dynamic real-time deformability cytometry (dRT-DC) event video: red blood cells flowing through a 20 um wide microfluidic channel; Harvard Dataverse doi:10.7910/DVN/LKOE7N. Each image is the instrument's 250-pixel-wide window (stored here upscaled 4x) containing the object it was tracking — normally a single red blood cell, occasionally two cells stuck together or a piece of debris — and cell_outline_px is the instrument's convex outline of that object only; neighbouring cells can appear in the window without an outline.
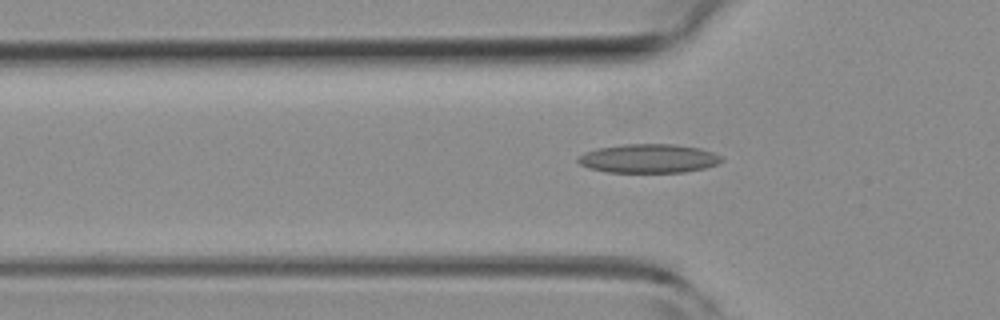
{"species": "common noctule bat (a hibernating species)", "species_latin": "Nyctalus noctula", "temperature_condition": "room temperature", "stored_images_in_passage": 45, "camera_frame_rate_fps": 3000, "um_per_image_px": 0.085, "animal": {"sex": "female", "body_mass_g": 19.3, "forearm_length_mm": 54.1}, "frame": {"image": 1, "passage_image": 16, "time_ms": 5.0, "image_size_px": [1000, 320], "cell_outline_px": [[724, 160], [716, 164], [704, 168], [684, 172], [604, 172], [588, 168], [580, 164], [576, 160], [576, 156], [584, 152], [596, 148], [624, 144], [676, 144], [700, 148], [712, 152], [720, 156]], "centroid_in_image_um": [55.07, 13.47], "position_along_channel_um": 70.7, "area_um2": 24.33}}
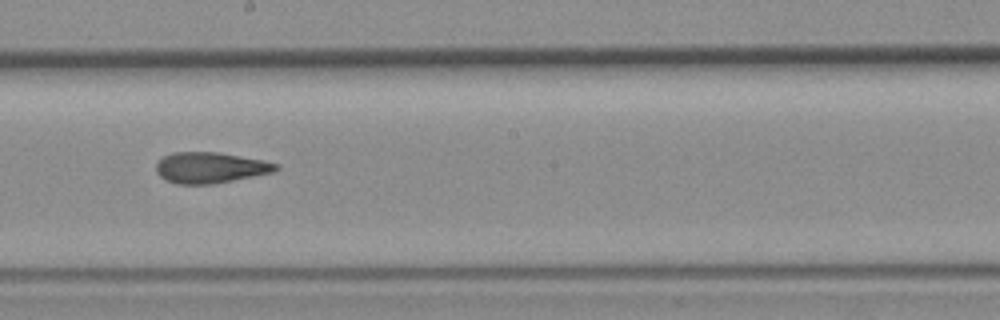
{"frame": {"image": 2, "passage_image": 28, "time_ms": 9.0, "image_size_px": [1000, 320], "cell_outline_px": [[280, 168], [276, 172], [216, 184], [176, 184], [164, 180], [156, 172], [156, 164], [164, 156], [172, 152], [220, 152], [280, 164]], "centroid_in_image_um": [17.89, 14.26], "position_along_channel_um": 230.3, "area_um2": 21.85}}
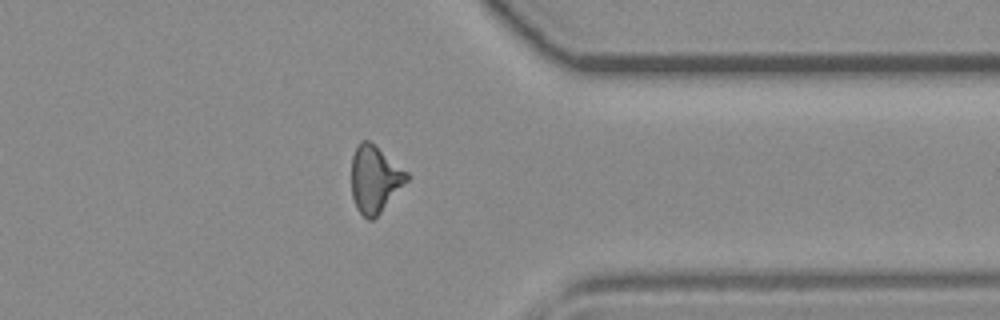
{"frame": {"image": 3, "passage_image": 40, "time_ms": 13.0, "image_size_px": [1000, 320], "cell_outline_px": [[412, 176], [380, 212], [372, 220], [368, 220], [356, 208], [352, 196], [352, 156], [360, 140], [368, 140], [408, 172]], "centroid_in_image_um": [31.86, 15.22], "position_along_channel_um": 379.5, "area_um2": 21.33}}